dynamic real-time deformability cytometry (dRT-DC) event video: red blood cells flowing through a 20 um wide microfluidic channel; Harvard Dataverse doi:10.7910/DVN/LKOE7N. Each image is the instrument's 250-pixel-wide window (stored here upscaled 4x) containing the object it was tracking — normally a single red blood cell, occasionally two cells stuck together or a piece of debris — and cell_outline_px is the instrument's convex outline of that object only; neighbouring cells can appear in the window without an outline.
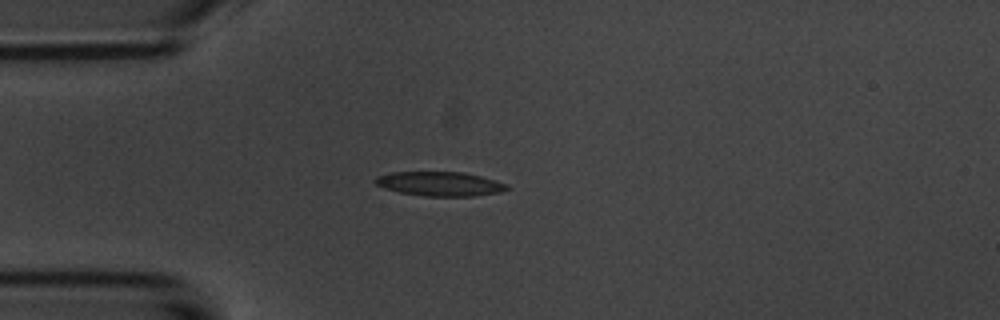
{"species": "common noctule bat (a hibernating species)", "species_latin": "Nyctalus noctula", "temperature_condition": "room temperature", "stored_images_in_passage": 4, "camera_frame_rate_fps": 3000, "um_per_image_px": 0.085, "animal": {"sex": "male", "body_mass_g": 20.1, "forearm_length_mm": 53.5}, "frame": {"image": 1, "passage_image": 3, "time_ms": 3.333, "image_size_px": [1000, 320], "cell_outline_px": [[512, 188], [500, 192], [472, 196], [424, 196], [400, 192], [384, 188], [376, 184], [372, 180], [376, 176], [392, 172], [464, 172], [480, 176], [508, 184]], "centroid_in_image_um": [37.39, 15.62], "position_along_channel_um": 47.6, "area_um2": 18.67}}